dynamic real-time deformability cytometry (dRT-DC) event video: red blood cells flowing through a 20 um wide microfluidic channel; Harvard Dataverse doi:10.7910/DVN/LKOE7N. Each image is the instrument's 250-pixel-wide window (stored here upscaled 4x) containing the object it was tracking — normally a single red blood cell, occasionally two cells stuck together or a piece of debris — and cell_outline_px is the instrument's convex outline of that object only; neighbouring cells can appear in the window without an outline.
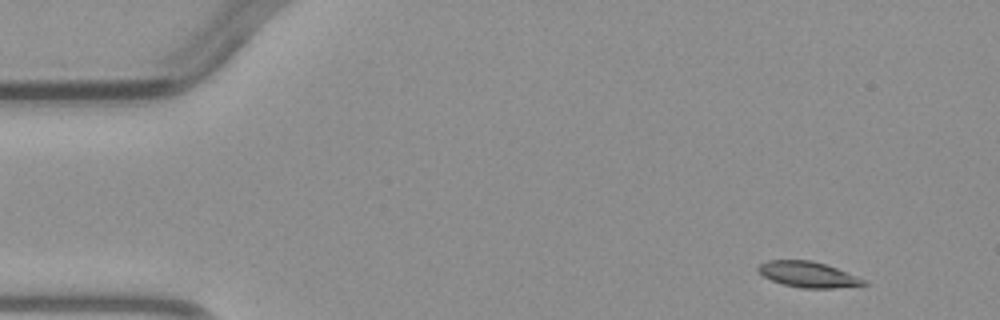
{"species": "common noctule bat (a hibernating species)", "species_latin": "Nyctalus noctula", "temperature_condition": "warm", "stored_images_in_passage": 5, "camera_frame_rate_fps": 3000, "um_per_image_px": 0.085, "animal": {"sex": "male", "body_mass_g": 23.1, "forearm_length_mm": 52.7}, "frame": {"image": 1, "passage_image": 1, "time_ms": 0.0, "image_size_px": [1000, 320], "cell_outline_px": [[868, 284], [832, 288], [804, 288], [784, 284], [772, 280], [764, 276], [756, 268], [760, 264], [768, 260], [812, 260], [836, 268], [868, 280]], "centroid_in_image_um": [68.71, 23.32], "position_along_channel_um": 16.3, "area_um2": 15.61}}
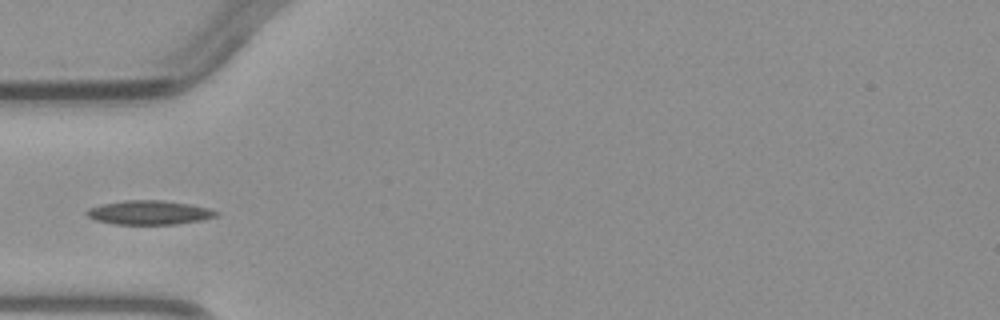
{"frame": {"image": 2, "passage_image": 4, "time_ms": 3.667, "image_size_px": [1000, 320], "cell_outline_px": [[220, 216], [204, 220], [176, 224], [112, 224], [96, 220], [88, 216], [84, 212], [88, 208], [100, 204], [124, 200], [164, 200], [188, 204], [208, 208], [220, 212]], "centroid_in_image_um": [12.7, 18.06], "position_along_channel_um": 72.3, "area_um2": 18.38}}
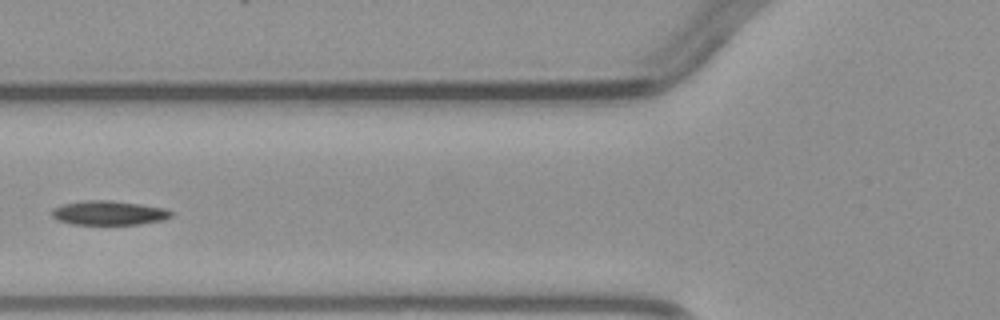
{"frame": {"image": 3, "passage_image": 5, "time_ms": 4.667, "image_size_px": [1000, 320], "cell_outline_px": [[176, 212], [172, 216], [164, 220], [140, 224], [72, 224], [56, 220], [52, 216], [52, 208], [64, 204], [88, 200], [108, 200], [140, 204], [164, 208]], "centroid_in_image_um": [9.28, 18.1], "position_along_channel_um": 116.5, "area_um2": 16.88}}